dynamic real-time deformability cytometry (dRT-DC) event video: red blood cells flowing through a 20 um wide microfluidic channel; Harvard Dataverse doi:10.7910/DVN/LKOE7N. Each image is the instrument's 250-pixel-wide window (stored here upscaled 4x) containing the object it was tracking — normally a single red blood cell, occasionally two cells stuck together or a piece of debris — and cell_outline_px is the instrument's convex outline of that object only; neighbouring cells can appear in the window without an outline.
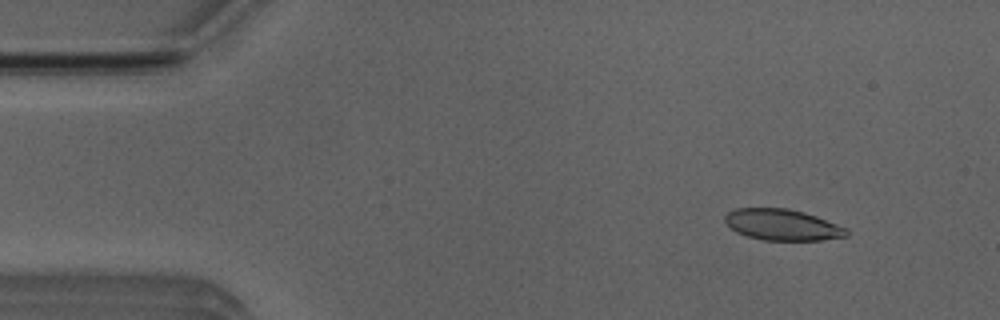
{"species": "Egyptian fruit bat (a non-hibernating species)", "species_latin": "Rousettus aegyptiacus", "temperature_condition": "room temperature", "stored_images_in_passage": 53, "camera_frame_rate_fps": 3000, "um_per_image_px": 0.085, "animal": {"sex": "male"}, "frame": {"image": 1, "passage_image": 6, "time_ms": 1.667, "image_size_px": [1000, 320], "cell_outline_px": [[848, 236], [820, 240], [764, 240], [748, 236], [736, 232], [724, 220], [724, 216], [728, 212], [736, 208], [788, 208], [804, 212], [816, 216], [848, 228]], "centroid_in_image_um": [66.51, 19.1], "position_along_channel_um": 18.5, "area_um2": 22.02}}
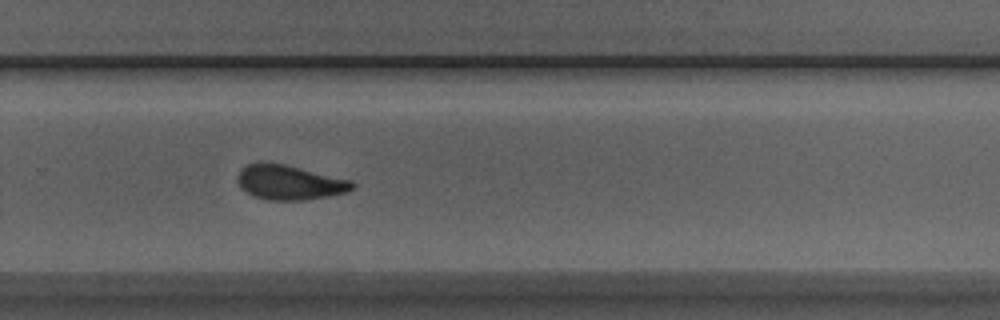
{"frame": {"image": 2, "passage_image": 35, "time_ms": 11.333, "image_size_px": [1000, 320], "cell_outline_px": [[356, 184], [348, 192], [328, 196], [304, 200], [268, 200], [252, 196], [244, 192], [240, 188], [240, 168], [256, 160], [268, 160], [352, 180]], "centroid_in_image_um": [24.58, 15.48], "position_along_channel_um": 305.2, "area_um2": 23.58}}
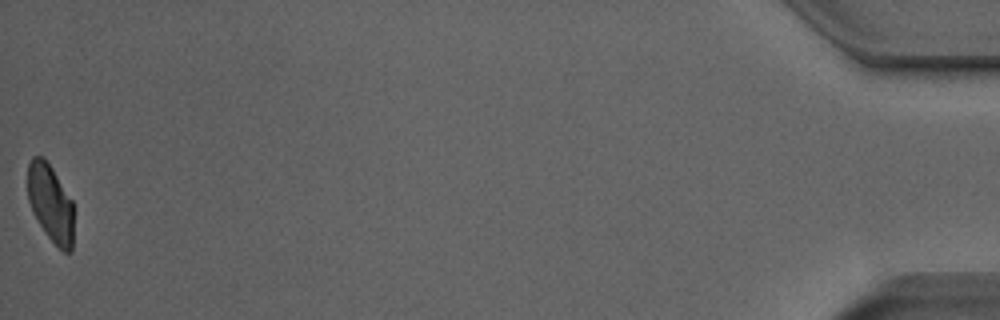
{"frame": {"image": 3, "passage_image": 53, "time_ms": 17.333, "image_size_px": [1000, 320], "cell_outline_px": [[72, 252], [64, 252], [48, 236], [32, 212], [28, 200], [28, 164], [32, 156], [44, 156], [52, 168], [72, 200]], "centroid_in_image_um": [4.28, 17.22], "position_along_channel_um": 430.9, "area_um2": 20.52}, "authors_computed_cell_mechanics": {"area_um2": 23.2356, "velocity_mm_per_s": 3.8621, "shape_relaxation_time_tau1_ms": 5.5603, "shape_relaxation_time_tau2_ms": 2.4329, "deformation_change_tau1": 0.1341, "deformation_change_tau2": 0.088}}